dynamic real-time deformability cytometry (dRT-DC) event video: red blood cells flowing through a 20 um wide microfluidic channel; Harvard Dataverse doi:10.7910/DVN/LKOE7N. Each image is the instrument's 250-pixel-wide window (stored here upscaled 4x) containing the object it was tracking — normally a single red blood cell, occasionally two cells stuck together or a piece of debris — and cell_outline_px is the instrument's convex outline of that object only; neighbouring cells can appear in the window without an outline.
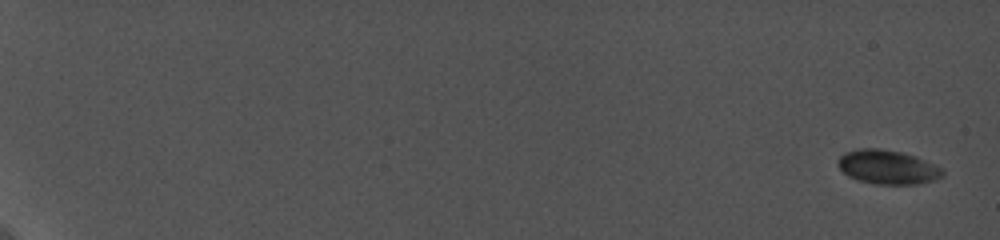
{"species": "common noctule bat (a hibernating species)", "species_latin": "Nyctalus noctula", "temperature_condition": "cold", "stored_images_in_passage": 33, "camera_frame_rate_fps": 5000, "um_per_image_px": 0.085, "animal": {"sex": "female", "body_mass_g": 19.0, "forearm_length_mm": 56.7}, "frame": {"image": 1, "passage_image": 1, "time_ms": 0.0, "image_size_px": [1000, 240], "cell_outline_px": [[944, 176], [936, 180], [916, 184], [876, 184], [856, 180], [848, 176], [840, 168], [840, 156], [844, 152], [860, 148], [876, 148], [900, 152], [916, 156], [940, 168], [944, 172]], "centroid_in_image_um": [75.46, 14.21], "position_along_channel_um": 9.5, "area_um2": 20.58}}
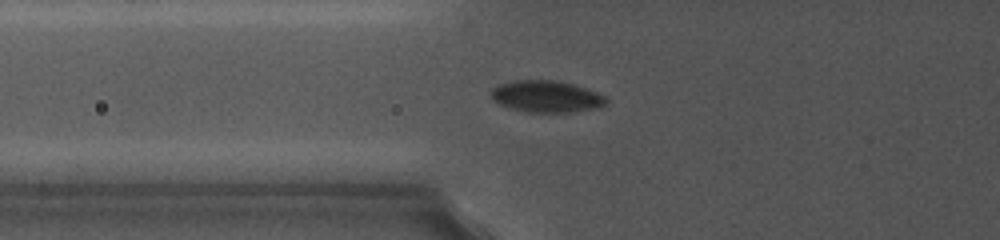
{"frame": {"image": 2, "passage_image": 14, "time_ms": 8.4, "image_size_px": [1000, 240], "cell_outline_px": [[608, 104], [596, 108], [572, 112], [528, 112], [512, 108], [500, 104], [492, 96], [492, 88], [496, 84], [516, 80], [556, 80], [572, 84], [596, 92], [604, 96], [608, 100]], "centroid_in_image_um": [46.46, 8.19], "position_along_channel_um": 79.3, "area_um2": 21.1}}
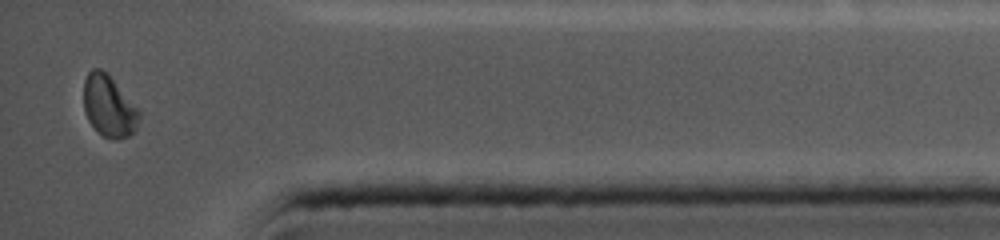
{"frame": {"image": 3, "passage_image": 33, "time_ms": 17.8, "image_size_px": [1000, 240], "cell_outline_px": [[140, 120], [136, 128], [128, 136], [116, 140], [104, 136], [96, 132], [88, 120], [84, 112], [84, 80], [88, 72], [92, 68], [100, 68], [108, 72], [140, 108]], "centroid_in_image_um": [9.28, 8.99], "position_along_channel_um": 425.9, "area_um2": 20.52}}